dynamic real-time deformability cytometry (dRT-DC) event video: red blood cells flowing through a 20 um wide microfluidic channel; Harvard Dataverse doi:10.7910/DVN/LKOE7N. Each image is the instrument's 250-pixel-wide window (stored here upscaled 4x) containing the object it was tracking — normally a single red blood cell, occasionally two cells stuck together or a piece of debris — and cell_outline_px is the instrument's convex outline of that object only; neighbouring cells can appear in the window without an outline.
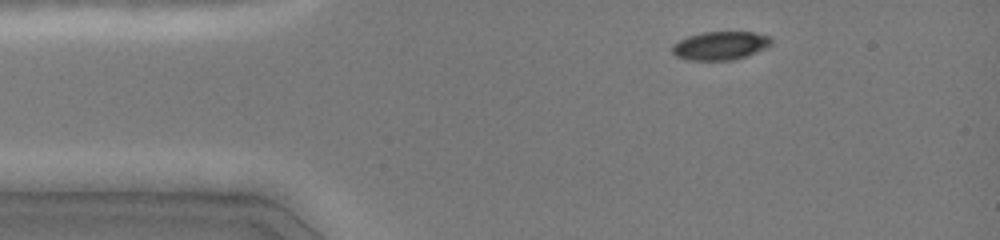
{"species": "common noctule bat (a hibernating species)", "species_latin": "Nyctalus noctula", "temperature_condition": "cold", "stored_images_in_passage": 12, "camera_frame_rate_fps": 3000, "um_per_image_px": 0.085, "animal": {"sex": "female", "body_mass_g": 19.0, "forearm_length_mm": 51.5}, "frame": {"image": 1, "passage_image": 4, "time_ms": 1.0, "image_size_px": [1000, 240], "cell_outline_px": [[772, 44], [764, 48], [744, 56], [732, 60], [688, 60], [676, 56], [672, 52], [672, 44], [688, 36], [700, 32], [752, 32], [768, 36], [772, 40]], "centroid_in_image_um": [61.18, 3.87], "position_along_channel_um": 23.8, "area_um2": 16.24}}